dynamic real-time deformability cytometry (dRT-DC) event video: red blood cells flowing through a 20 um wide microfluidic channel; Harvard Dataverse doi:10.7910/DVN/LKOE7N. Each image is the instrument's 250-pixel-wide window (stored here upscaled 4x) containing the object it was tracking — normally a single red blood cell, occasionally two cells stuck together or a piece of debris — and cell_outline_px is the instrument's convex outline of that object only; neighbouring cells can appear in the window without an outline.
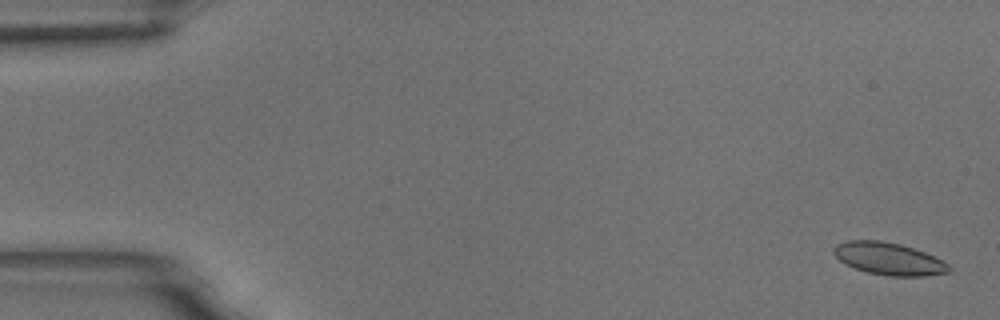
{"species": "common noctule bat (a hibernating species)", "species_latin": "Nyctalus noctula", "temperature_condition": "room temperature", "stored_images_in_passage": 11, "camera_frame_rate_fps": 3000, "um_per_image_px": 0.085, "animal": {"sex": "male", "body_mass_g": 18.8}, "frame": {"image": 1, "passage_image": 1, "time_ms": 0.0, "image_size_px": [1000, 320], "cell_outline_px": [[952, 272], [924, 276], [888, 276], [868, 272], [844, 264], [832, 252], [832, 248], [836, 244], [848, 240], [880, 240], [900, 244], [924, 252], [948, 264], [952, 268]], "centroid_in_image_um": [75.53, 21.99], "position_along_channel_um": 9.5, "area_um2": 21.68}}
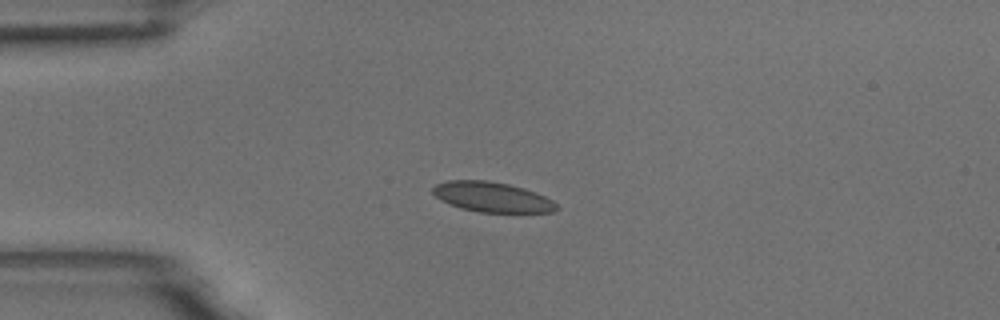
{"frame": {"image": 2, "passage_image": 4, "time_ms": 1.0, "image_size_px": [1000, 320], "cell_outline_px": [[560, 208], [552, 212], [480, 212], [460, 208], [440, 200], [432, 192], [432, 188], [436, 184], [448, 180], [488, 180], [508, 184], [524, 188], [536, 192], [552, 200]], "centroid_in_image_um": [41.82, 16.74], "position_along_channel_um": 43.2, "area_um2": 21.68}}
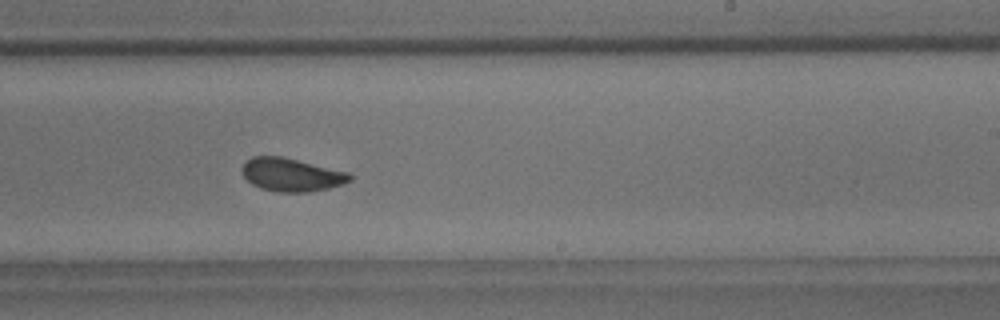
{"frame": {"image": 3, "passage_image": 10, "time_ms": 3.0, "image_size_px": [1000, 320], "cell_outline_px": [[352, 180], [344, 184], [328, 188], [308, 192], [276, 192], [260, 188], [252, 184], [244, 176], [240, 168], [252, 156], [280, 156], [348, 172], [352, 176]], "centroid_in_image_um": [24.77, 14.86], "position_along_channel_um": 264.2, "area_um2": 20.75}}